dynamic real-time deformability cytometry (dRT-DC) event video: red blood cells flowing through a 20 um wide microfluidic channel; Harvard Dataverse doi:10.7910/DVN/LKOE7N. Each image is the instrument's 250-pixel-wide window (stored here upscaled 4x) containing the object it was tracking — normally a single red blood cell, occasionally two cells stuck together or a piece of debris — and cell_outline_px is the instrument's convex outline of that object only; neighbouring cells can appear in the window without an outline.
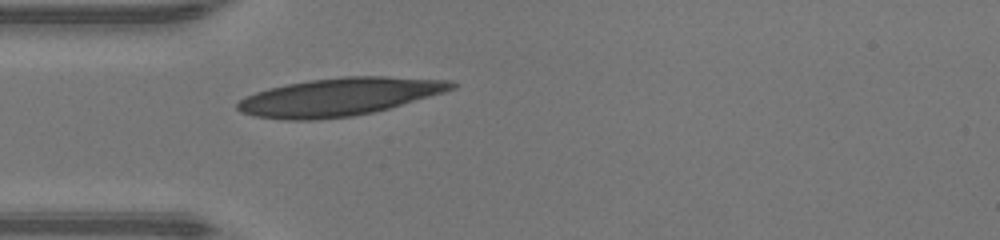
{"species": "human", "species_latin": "Homo sapiens", "temperature_condition": "warm", "stored_images_in_passage": 34, "camera_frame_rate_fps": 3000, "um_per_image_px": 0.085, "donor": {"sex": "male"}, "frame": {"image": 1, "passage_image": 1, "time_ms": 0.0, "image_size_px": [1000, 240], "cell_outline_px": [[456, 88], [444, 92], [388, 108], [372, 112], [352, 116], [316, 120], [284, 120], [256, 116], [240, 112], [236, 108], [236, 104], [244, 96], [268, 88], [308, 80], [344, 76], [384, 76], [452, 80], [456, 84]], "centroid_in_image_um": [28.81, 8.23], "position_along_channel_um": 56.2, "area_um2": 47.16}}
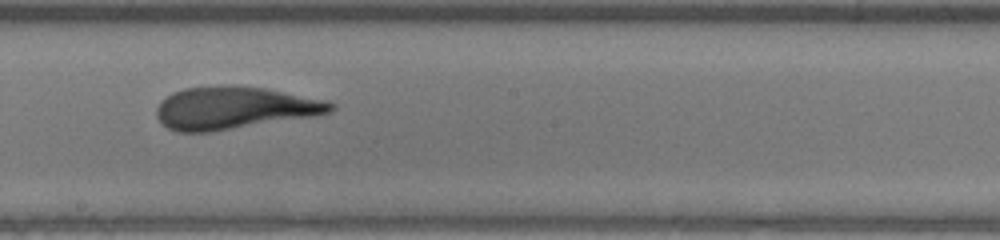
{"frame": {"image": 2, "passage_image": 13, "time_ms": 4.0, "image_size_px": [1000, 240], "cell_outline_px": [[336, 108], [328, 112], [312, 116], [212, 132], [180, 132], [168, 128], [156, 116], [156, 108], [160, 100], [172, 92], [184, 88], [264, 88], [328, 100], [336, 104]], "centroid_in_image_um": [19.91, 9.21], "position_along_channel_um": 228.3, "area_um2": 42.14}}
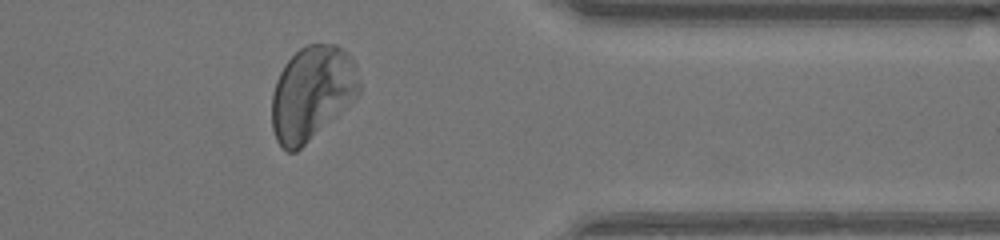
{"frame": {"image": 3, "passage_image": 25, "time_ms": 8.0, "image_size_px": [1000, 240], "cell_outline_px": [[360, 92], [344, 108], [296, 152], [288, 152], [276, 140], [272, 128], [272, 92], [276, 80], [284, 64], [300, 48], [308, 44], [336, 44], [348, 52], [352, 56], [356, 64], [360, 80]], "centroid_in_image_um": [26.51, 7.87], "position_along_channel_um": 384.9, "area_um2": 47.74}, "authors_computed_cell_mechanics": {"area_um2": 44.4771, "velocity_mm_per_s": 4.3608, "shape_relaxation_time_tau1_ms": 3.6506, "shape_relaxation_time_tau2_ms": 1.3535, "deformation_change_tau1": 0.1616, "deformation_change_tau2": 0.0882}}